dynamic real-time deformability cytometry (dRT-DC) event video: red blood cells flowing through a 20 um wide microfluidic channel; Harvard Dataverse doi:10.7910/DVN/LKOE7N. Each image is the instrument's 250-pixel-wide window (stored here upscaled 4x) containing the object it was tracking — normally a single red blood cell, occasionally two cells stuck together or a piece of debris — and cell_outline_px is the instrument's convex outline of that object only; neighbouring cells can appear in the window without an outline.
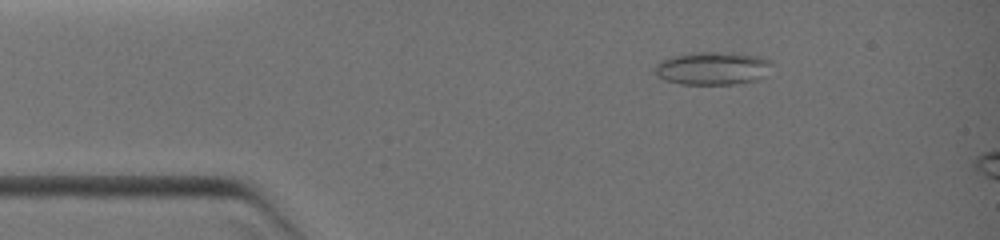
{"species": "common noctule bat (a hibernating species)", "species_latin": "Nyctalus noctula", "temperature_condition": "warm", "stored_images_in_passage": 6, "camera_frame_rate_fps": 3000, "um_per_image_px": 0.085, "animal": {"sex": "female", "body_mass_g": 19.0, "forearm_length_mm": 51.5}, "frame": {"image": 1, "passage_image": 3, "time_ms": 1.0, "image_size_px": [1000, 240], "cell_outline_px": [[772, 64], [764, 76], [756, 80], [736, 84], [680, 84], [656, 76], [656, 64], [660, 60], [672, 56], [692, 52], [732, 52], [756, 56], [772, 60]], "centroid_in_image_um": [60.57, 5.79], "position_along_channel_um": 24.4, "area_um2": 22.54}}